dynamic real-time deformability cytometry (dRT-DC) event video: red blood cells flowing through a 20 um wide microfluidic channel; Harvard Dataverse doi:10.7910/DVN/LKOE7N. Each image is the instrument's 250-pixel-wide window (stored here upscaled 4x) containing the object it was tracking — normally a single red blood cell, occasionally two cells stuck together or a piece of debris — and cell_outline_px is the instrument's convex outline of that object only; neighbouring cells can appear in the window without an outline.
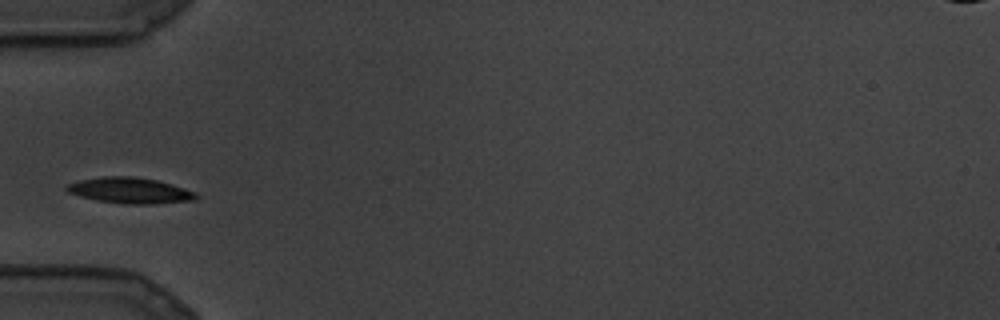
{"species": "common noctule bat (a hibernating species)", "species_latin": "Nyctalus noctula", "temperature_condition": "cold", "stored_images_in_passage": 4, "camera_frame_rate_fps": 3000, "um_per_image_px": 0.085, "animal": {"sex": "male", "body_mass_g": 19.5, "forearm_length_mm": 54.6}, "frame": {"image": 1, "passage_image": 1, "time_ms": 0.0, "image_size_px": [1000, 320], "cell_outline_px": [[200, 196], [196, 200], [152, 204], [124, 204], [96, 200], [80, 196], [68, 192], [64, 188], [64, 184], [80, 180], [104, 176], [132, 176], [156, 180], [172, 184], [196, 192]], "centroid_in_image_um": [11.05, 16.19], "position_along_channel_um": 74.0, "area_um2": 19.65}}
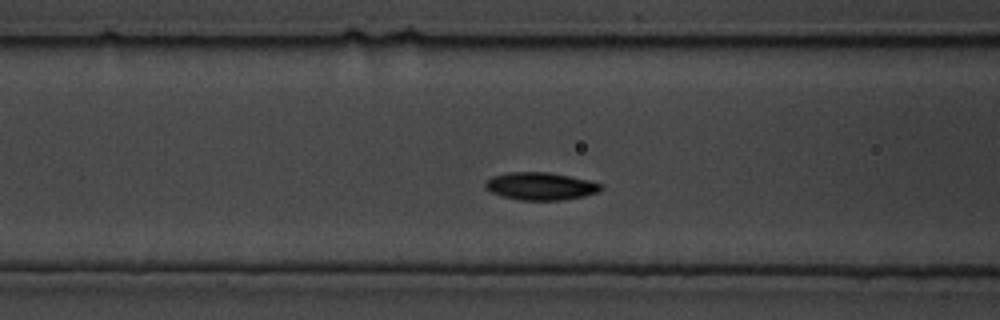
{"frame": {"image": 2, "passage_image": 3, "time_ms": 0.667, "image_size_px": [1000, 320], "cell_outline_px": [[604, 188], [596, 192], [584, 196], [560, 200], [520, 200], [504, 196], [492, 192], [484, 188], [484, 180], [492, 176], [508, 172], [548, 172], [588, 180], [604, 184]], "centroid_in_image_um": [45.93, 15.82], "position_along_channel_um": 120.7, "area_um2": 18.61}}